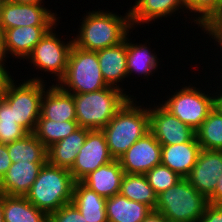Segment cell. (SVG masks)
I'll return each instance as SVG.
<instances>
[{
  "mask_svg": "<svg viewBox=\"0 0 222 222\" xmlns=\"http://www.w3.org/2000/svg\"><path fill=\"white\" fill-rule=\"evenodd\" d=\"M48 222H87L77 207L71 202L48 215Z\"/></svg>",
  "mask_w": 222,
  "mask_h": 222,
  "instance_id": "obj_34",
  "label": "cell"
},
{
  "mask_svg": "<svg viewBox=\"0 0 222 222\" xmlns=\"http://www.w3.org/2000/svg\"><path fill=\"white\" fill-rule=\"evenodd\" d=\"M72 203L81 212L87 222H108L106 198L86 187L82 182H75Z\"/></svg>",
  "mask_w": 222,
  "mask_h": 222,
  "instance_id": "obj_24",
  "label": "cell"
},
{
  "mask_svg": "<svg viewBox=\"0 0 222 222\" xmlns=\"http://www.w3.org/2000/svg\"><path fill=\"white\" fill-rule=\"evenodd\" d=\"M131 32L126 37V51H127V72L128 77L131 74H137L138 77H144V79L149 81V76H153L155 71H158L159 57L155 53L154 49L151 50L150 43H134L132 38L129 37ZM154 52V53H153ZM159 60V61H158ZM135 72V73H134Z\"/></svg>",
  "mask_w": 222,
  "mask_h": 222,
  "instance_id": "obj_22",
  "label": "cell"
},
{
  "mask_svg": "<svg viewBox=\"0 0 222 222\" xmlns=\"http://www.w3.org/2000/svg\"><path fill=\"white\" fill-rule=\"evenodd\" d=\"M208 203L214 205H222V173L218 178L216 189L214 193L207 199Z\"/></svg>",
  "mask_w": 222,
  "mask_h": 222,
  "instance_id": "obj_39",
  "label": "cell"
},
{
  "mask_svg": "<svg viewBox=\"0 0 222 222\" xmlns=\"http://www.w3.org/2000/svg\"><path fill=\"white\" fill-rule=\"evenodd\" d=\"M78 128L76 120L55 122L48 119H38L33 133L48 148L66 138Z\"/></svg>",
  "mask_w": 222,
  "mask_h": 222,
  "instance_id": "obj_30",
  "label": "cell"
},
{
  "mask_svg": "<svg viewBox=\"0 0 222 222\" xmlns=\"http://www.w3.org/2000/svg\"><path fill=\"white\" fill-rule=\"evenodd\" d=\"M8 1L18 3V4H33V3L43 4L45 3L44 0H8Z\"/></svg>",
  "mask_w": 222,
  "mask_h": 222,
  "instance_id": "obj_43",
  "label": "cell"
},
{
  "mask_svg": "<svg viewBox=\"0 0 222 222\" xmlns=\"http://www.w3.org/2000/svg\"><path fill=\"white\" fill-rule=\"evenodd\" d=\"M124 174L120 162L113 160L91 172L81 182L98 195L107 199L120 193Z\"/></svg>",
  "mask_w": 222,
  "mask_h": 222,
  "instance_id": "obj_21",
  "label": "cell"
},
{
  "mask_svg": "<svg viewBox=\"0 0 222 222\" xmlns=\"http://www.w3.org/2000/svg\"><path fill=\"white\" fill-rule=\"evenodd\" d=\"M162 145L148 132L138 139L119 159L124 173L145 174L161 164Z\"/></svg>",
  "mask_w": 222,
  "mask_h": 222,
  "instance_id": "obj_13",
  "label": "cell"
},
{
  "mask_svg": "<svg viewBox=\"0 0 222 222\" xmlns=\"http://www.w3.org/2000/svg\"><path fill=\"white\" fill-rule=\"evenodd\" d=\"M6 55L3 49V36L2 33L0 32V62H8V60H6Z\"/></svg>",
  "mask_w": 222,
  "mask_h": 222,
  "instance_id": "obj_42",
  "label": "cell"
},
{
  "mask_svg": "<svg viewBox=\"0 0 222 222\" xmlns=\"http://www.w3.org/2000/svg\"><path fill=\"white\" fill-rule=\"evenodd\" d=\"M222 173V150L201 149L195 166L186 177L187 181L206 199L216 189Z\"/></svg>",
  "mask_w": 222,
  "mask_h": 222,
  "instance_id": "obj_14",
  "label": "cell"
},
{
  "mask_svg": "<svg viewBox=\"0 0 222 222\" xmlns=\"http://www.w3.org/2000/svg\"><path fill=\"white\" fill-rule=\"evenodd\" d=\"M200 151L196 135L186 143L162 145L161 164L186 178L195 166Z\"/></svg>",
  "mask_w": 222,
  "mask_h": 222,
  "instance_id": "obj_19",
  "label": "cell"
},
{
  "mask_svg": "<svg viewBox=\"0 0 222 222\" xmlns=\"http://www.w3.org/2000/svg\"><path fill=\"white\" fill-rule=\"evenodd\" d=\"M4 222H48V215L34 206L25 196L4 194Z\"/></svg>",
  "mask_w": 222,
  "mask_h": 222,
  "instance_id": "obj_27",
  "label": "cell"
},
{
  "mask_svg": "<svg viewBox=\"0 0 222 222\" xmlns=\"http://www.w3.org/2000/svg\"><path fill=\"white\" fill-rule=\"evenodd\" d=\"M39 119L55 122L76 120L73 94L63 91L57 84L50 85L43 93Z\"/></svg>",
  "mask_w": 222,
  "mask_h": 222,
  "instance_id": "obj_18",
  "label": "cell"
},
{
  "mask_svg": "<svg viewBox=\"0 0 222 222\" xmlns=\"http://www.w3.org/2000/svg\"><path fill=\"white\" fill-rule=\"evenodd\" d=\"M120 194L129 200L147 205L151 210L156 208L157 194L144 174L125 173L121 181Z\"/></svg>",
  "mask_w": 222,
  "mask_h": 222,
  "instance_id": "obj_28",
  "label": "cell"
},
{
  "mask_svg": "<svg viewBox=\"0 0 222 222\" xmlns=\"http://www.w3.org/2000/svg\"><path fill=\"white\" fill-rule=\"evenodd\" d=\"M11 164L12 160L8 154L7 145L0 143V181L7 173Z\"/></svg>",
  "mask_w": 222,
  "mask_h": 222,
  "instance_id": "obj_37",
  "label": "cell"
},
{
  "mask_svg": "<svg viewBox=\"0 0 222 222\" xmlns=\"http://www.w3.org/2000/svg\"><path fill=\"white\" fill-rule=\"evenodd\" d=\"M46 163L15 162L0 181V193L25 196Z\"/></svg>",
  "mask_w": 222,
  "mask_h": 222,
  "instance_id": "obj_20",
  "label": "cell"
},
{
  "mask_svg": "<svg viewBox=\"0 0 222 222\" xmlns=\"http://www.w3.org/2000/svg\"><path fill=\"white\" fill-rule=\"evenodd\" d=\"M192 84L194 82L189 85H185L184 82V87L182 85L180 90L173 91L171 96L167 95V100H163L161 105L196 131L215 107V94L214 91L212 93L206 87L204 89L200 88L201 86L197 88Z\"/></svg>",
  "mask_w": 222,
  "mask_h": 222,
  "instance_id": "obj_8",
  "label": "cell"
},
{
  "mask_svg": "<svg viewBox=\"0 0 222 222\" xmlns=\"http://www.w3.org/2000/svg\"><path fill=\"white\" fill-rule=\"evenodd\" d=\"M152 104L149 105V129L161 145L186 143L195 136L190 126L167 111L161 103Z\"/></svg>",
  "mask_w": 222,
  "mask_h": 222,
  "instance_id": "obj_11",
  "label": "cell"
},
{
  "mask_svg": "<svg viewBox=\"0 0 222 222\" xmlns=\"http://www.w3.org/2000/svg\"><path fill=\"white\" fill-rule=\"evenodd\" d=\"M144 175L157 195L168 190L182 179L177 173L162 164L155 166Z\"/></svg>",
  "mask_w": 222,
  "mask_h": 222,
  "instance_id": "obj_33",
  "label": "cell"
},
{
  "mask_svg": "<svg viewBox=\"0 0 222 222\" xmlns=\"http://www.w3.org/2000/svg\"><path fill=\"white\" fill-rule=\"evenodd\" d=\"M128 9L133 30L137 25L149 26V23H155L158 19L172 17L182 11L186 13L184 0H135Z\"/></svg>",
  "mask_w": 222,
  "mask_h": 222,
  "instance_id": "obj_17",
  "label": "cell"
},
{
  "mask_svg": "<svg viewBox=\"0 0 222 222\" xmlns=\"http://www.w3.org/2000/svg\"><path fill=\"white\" fill-rule=\"evenodd\" d=\"M199 28L204 31V34L206 33L209 35L208 38H212L214 45H217L222 51V14L209 17L199 26Z\"/></svg>",
  "mask_w": 222,
  "mask_h": 222,
  "instance_id": "obj_35",
  "label": "cell"
},
{
  "mask_svg": "<svg viewBox=\"0 0 222 222\" xmlns=\"http://www.w3.org/2000/svg\"><path fill=\"white\" fill-rule=\"evenodd\" d=\"M207 204V199L186 178H182L157 195L155 210L170 222H198Z\"/></svg>",
  "mask_w": 222,
  "mask_h": 222,
  "instance_id": "obj_7",
  "label": "cell"
},
{
  "mask_svg": "<svg viewBox=\"0 0 222 222\" xmlns=\"http://www.w3.org/2000/svg\"><path fill=\"white\" fill-rule=\"evenodd\" d=\"M73 98L78 126L90 130H102L130 99L123 90L111 86L95 92L73 94Z\"/></svg>",
  "mask_w": 222,
  "mask_h": 222,
  "instance_id": "obj_4",
  "label": "cell"
},
{
  "mask_svg": "<svg viewBox=\"0 0 222 222\" xmlns=\"http://www.w3.org/2000/svg\"><path fill=\"white\" fill-rule=\"evenodd\" d=\"M58 24L59 22L44 35L35 45L32 53L26 58V61H29L31 66L33 64L36 72L38 70V72H46L45 74L48 75L52 74L55 82L53 84H58L64 77L69 53L73 45V37L69 41L65 40L66 42L61 40L62 38L55 30Z\"/></svg>",
  "mask_w": 222,
  "mask_h": 222,
  "instance_id": "obj_9",
  "label": "cell"
},
{
  "mask_svg": "<svg viewBox=\"0 0 222 222\" xmlns=\"http://www.w3.org/2000/svg\"><path fill=\"white\" fill-rule=\"evenodd\" d=\"M150 211L147 205L129 200L120 193L106 199L108 222H142Z\"/></svg>",
  "mask_w": 222,
  "mask_h": 222,
  "instance_id": "obj_25",
  "label": "cell"
},
{
  "mask_svg": "<svg viewBox=\"0 0 222 222\" xmlns=\"http://www.w3.org/2000/svg\"><path fill=\"white\" fill-rule=\"evenodd\" d=\"M26 134L28 132L16 123L11 106L0 97V143H12Z\"/></svg>",
  "mask_w": 222,
  "mask_h": 222,
  "instance_id": "obj_31",
  "label": "cell"
},
{
  "mask_svg": "<svg viewBox=\"0 0 222 222\" xmlns=\"http://www.w3.org/2000/svg\"><path fill=\"white\" fill-rule=\"evenodd\" d=\"M113 160L102 130H90L69 171L75 182H81L91 172Z\"/></svg>",
  "mask_w": 222,
  "mask_h": 222,
  "instance_id": "obj_12",
  "label": "cell"
},
{
  "mask_svg": "<svg viewBox=\"0 0 222 222\" xmlns=\"http://www.w3.org/2000/svg\"><path fill=\"white\" fill-rule=\"evenodd\" d=\"M198 222H222V205L208 203Z\"/></svg>",
  "mask_w": 222,
  "mask_h": 222,
  "instance_id": "obj_36",
  "label": "cell"
},
{
  "mask_svg": "<svg viewBox=\"0 0 222 222\" xmlns=\"http://www.w3.org/2000/svg\"><path fill=\"white\" fill-rule=\"evenodd\" d=\"M201 149L222 150V112L214 107L195 131Z\"/></svg>",
  "mask_w": 222,
  "mask_h": 222,
  "instance_id": "obj_29",
  "label": "cell"
},
{
  "mask_svg": "<svg viewBox=\"0 0 222 222\" xmlns=\"http://www.w3.org/2000/svg\"><path fill=\"white\" fill-rule=\"evenodd\" d=\"M40 74V77L37 75L26 81L22 78L20 83H17L18 81H15L13 77L1 96L13 109L16 123L28 133H33L36 128L41 115L43 93L48 87L47 81L43 80L42 73Z\"/></svg>",
  "mask_w": 222,
  "mask_h": 222,
  "instance_id": "obj_5",
  "label": "cell"
},
{
  "mask_svg": "<svg viewBox=\"0 0 222 222\" xmlns=\"http://www.w3.org/2000/svg\"><path fill=\"white\" fill-rule=\"evenodd\" d=\"M119 15L113 10L99 8L86 12L80 19L79 33L74 36L73 44L83 50L97 51L123 42L133 28L129 10L123 16Z\"/></svg>",
  "mask_w": 222,
  "mask_h": 222,
  "instance_id": "obj_1",
  "label": "cell"
},
{
  "mask_svg": "<svg viewBox=\"0 0 222 222\" xmlns=\"http://www.w3.org/2000/svg\"><path fill=\"white\" fill-rule=\"evenodd\" d=\"M220 81H221L220 82L221 86L218 85L216 91L214 89V94H215V107H217L222 112V88H221L222 87V84H221L222 79Z\"/></svg>",
  "mask_w": 222,
  "mask_h": 222,
  "instance_id": "obj_41",
  "label": "cell"
},
{
  "mask_svg": "<svg viewBox=\"0 0 222 222\" xmlns=\"http://www.w3.org/2000/svg\"><path fill=\"white\" fill-rule=\"evenodd\" d=\"M8 154L12 163L30 162V163H47V148L34 135L28 133L23 138L12 143L6 144Z\"/></svg>",
  "mask_w": 222,
  "mask_h": 222,
  "instance_id": "obj_26",
  "label": "cell"
},
{
  "mask_svg": "<svg viewBox=\"0 0 222 222\" xmlns=\"http://www.w3.org/2000/svg\"><path fill=\"white\" fill-rule=\"evenodd\" d=\"M4 64L6 63L0 62V97L5 92V89L9 81L13 78L12 74H10L9 67L7 66V64L6 65Z\"/></svg>",
  "mask_w": 222,
  "mask_h": 222,
  "instance_id": "obj_38",
  "label": "cell"
},
{
  "mask_svg": "<svg viewBox=\"0 0 222 222\" xmlns=\"http://www.w3.org/2000/svg\"><path fill=\"white\" fill-rule=\"evenodd\" d=\"M44 4H18L4 0L1 10L0 32L15 27L54 26L58 23L57 12Z\"/></svg>",
  "mask_w": 222,
  "mask_h": 222,
  "instance_id": "obj_10",
  "label": "cell"
},
{
  "mask_svg": "<svg viewBox=\"0 0 222 222\" xmlns=\"http://www.w3.org/2000/svg\"><path fill=\"white\" fill-rule=\"evenodd\" d=\"M3 2H4V0H0V20H1V10H2Z\"/></svg>",
  "mask_w": 222,
  "mask_h": 222,
  "instance_id": "obj_45",
  "label": "cell"
},
{
  "mask_svg": "<svg viewBox=\"0 0 222 222\" xmlns=\"http://www.w3.org/2000/svg\"><path fill=\"white\" fill-rule=\"evenodd\" d=\"M97 58L99 67L106 84L111 87L123 90L130 98H136L137 96L130 95L123 84L124 79L128 78L127 72V51H126V38L123 42L107 47L105 49L97 50Z\"/></svg>",
  "mask_w": 222,
  "mask_h": 222,
  "instance_id": "obj_15",
  "label": "cell"
},
{
  "mask_svg": "<svg viewBox=\"0 0 222 222\" xmlns=\"http://www.w3.org/2000/svg\"><path fill=\"white\" fill-rule=\"evenodd\" d=\"M3 210H4V194L0 193V222H4Z\"/></svg>",
  "mask_w": 222,
  "mask_h": 222,
  "instance_id": "obj_44",
  "label": "cell"
},
{
  "mask_svg": "<svg viewBox=\"0 0 222 222\" xmlns=\"http://www.w3.org/2000/svg\"><path fill=\"white\" fill-rule=\"evenodd\" d=\"M142 222H170L161 212L151 210Z\"/></svg>",
  "mask_w": 222,
  "mask_h": 222,
  "instance_id": "obj_40",
  "label": "cell"
},
{
  "mask_svg": "<svg viewBox=\"0 0 222 222\" xmlns=\"http://www.w3.org/2000/svg\"><path fill=\"white\" fill-rule=\"evenodd\" d=\"M74 184L75 181L68 169L53 166L47 162L25 197L49 215L72 202Z\"/></svg>",
  "mask_w": 222,
  "mask_h": 222,
  "instance_id": "obj_3",
  "label": "cell"
},
{
  "mask_svg": "<svg viewBox=\"0 0 222 222\" xmlns=\"http://www.w3.org/2000/svg\"><path fill=\"white\" fill-rule=\"evenodd\" d=\"M53 26L15 27L2 32L3 49L8 58L11 56L20 61L32 53L35 45ZM11 54V55H10ZM10 55V57L8 56Z\"/></svg>",
  "mask_w": 222,
  "mask_h": 222,
  "instance_id": "obj_16",
  "label": "cell"
},
{
  "mask_svg": "<svg viewBox=\"0 0 222 222\" xmlns=\"http://www.w3.org/2000/svg\"><path fill=\"white\" fill-rule=\"evenodd\" d=\"M136 99L130 98L102 129L114 160H118L138 139L150 132L149 105L145 107V102Z\"/></svg>",
  "mask_w": 222,
  "mask_h": 222,
  "instance_id": "obj_2",
  "label": "cell"
},
{
  "mask_svg": "<svg viewBox=\"0 0 222 222\" xmlns=\"http://www.w3.org/2000/svg\"><path fill=\"white\" fill-rule=\"evenodd\" d=\"M90 129L79 127L66 138L47 148L48 163L70 170Z\"/></svg>",
  "mask_w": 222,
  "mask_h": 222,
  "instance_id": "obj_23",
  "label": "cell"
},
{
  "mask_svg": "<svg viewBox=\"0 0 222 222\" xmlns=\"http://www.w3.org/2000/svg\"><path fill=\"white\" fill-rule=\"evenodd\" d=\"M70 94L95 92L109 87L103 79L96 51L71 47L64 77L57 84Z\"/></svg>",
  "mask_w": 222,
  "mask_h": 222,
  "instance_id": "obj_6",
  "label": "cell"
},
{
  "mask_svg": "<svg viewBox=\"0 0 222 222\" xmlns=\"http://www.w3.org/2000/svg\"><path fill=\"white\" fill-rule=\"evenodd\" d=\"M184 5L189 14L185 18L191 16V24L194 22L198 27L209 17L222 14V0H184Z\"/></svg>",
  "mask_w": 222,
  "mask_h": 222,
  "instance_id": "obj_32",
  "label": "cell"
}]
</instances>
